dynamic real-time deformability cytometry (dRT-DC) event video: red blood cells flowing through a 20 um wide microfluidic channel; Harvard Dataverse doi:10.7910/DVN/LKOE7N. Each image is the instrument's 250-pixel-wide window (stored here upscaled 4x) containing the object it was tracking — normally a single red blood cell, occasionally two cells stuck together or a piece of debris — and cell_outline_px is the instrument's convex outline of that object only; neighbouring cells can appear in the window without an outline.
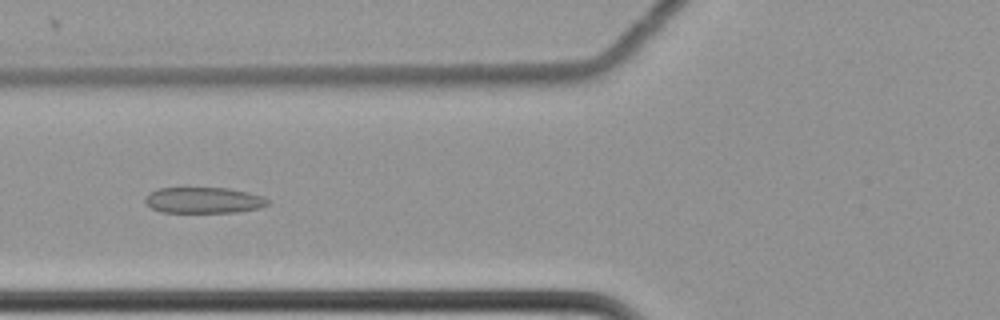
{"species": "common noctule bat (a hibernating species)", "species_latin": "Nyctalus noctula", "temperature_condition": "cold", "stored_images_in_passage": 63, "camera_frame_rate_fps": 3000, "um_per_image_px": 0.085, "animal": {"sex": "female", "body_mass_g": 22.7, "forearm_length_mm": 54.2}, "frame": {"image": 1, "passage_image": 27, "time_ms": 8.667, "image_size_px": [1000, 320], "cell_outline_px": [[268, 204], [260, 208], [236, 212], [160, 212], [152, 208], [144, 200], [148, 192], [156, 188], [228, 188], [248, 192], [264, 196], [268, 200]], "centroid_in_image_um": [17.3, 17.01], "position_along_channel_um": 108.5, "area_um2": 18.61}}
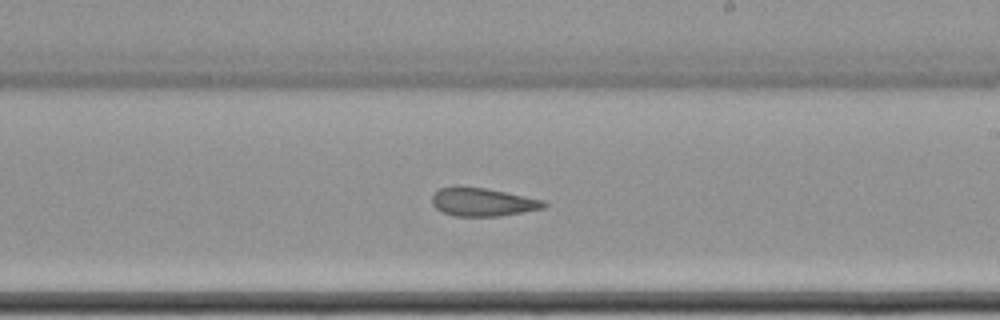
{"frame": {"image": 2, "passage_image": 39, "time_ms": 12.667, "image_size_px": [1000, 320], "cell_outline_px": [[548, 204], [544, 208], [500, 216], [456, 216], [444, 212], [436, 208], [432, 204], [432, 196], [440, 188], [456, 184], [488, 188], [544, 200]], "centroid_in_image_um": [41.01, 17.14], "position_along_channel_um": 248.0, "area_um2": 18.73}}
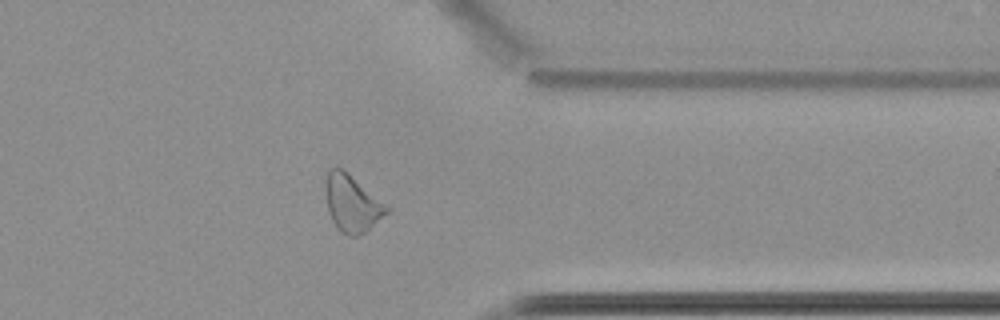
{"frame": {"image": 3, "passage_image": 51, "time_ms": 16.667, "image_size_px": [1000, 320], "cell_outline_px": [[392, 208], [388, 212], [364, 232], [356, 236], [348, 236], [340, 232], [336, 228], [328, 212], [324, 188], [324, 184], [328, 172], [332, 168], [340, 168], [388, 204]], "centroid_in_image_um": [29.91, 17.31], "position_along_channel_um": 381.5, "area_um2": 20.17}, "authors_computed_cell_mechanics": {"area_um2": 21.2704, "velocity_mm_per_s": 3.4902, "shape_relaxation_time_tau1_ms": null, "shape_relaxation_time_tau2_ms": 4.1844, "deformation_change_tau1": null, "deformation_change_tau2": 0.1006}}